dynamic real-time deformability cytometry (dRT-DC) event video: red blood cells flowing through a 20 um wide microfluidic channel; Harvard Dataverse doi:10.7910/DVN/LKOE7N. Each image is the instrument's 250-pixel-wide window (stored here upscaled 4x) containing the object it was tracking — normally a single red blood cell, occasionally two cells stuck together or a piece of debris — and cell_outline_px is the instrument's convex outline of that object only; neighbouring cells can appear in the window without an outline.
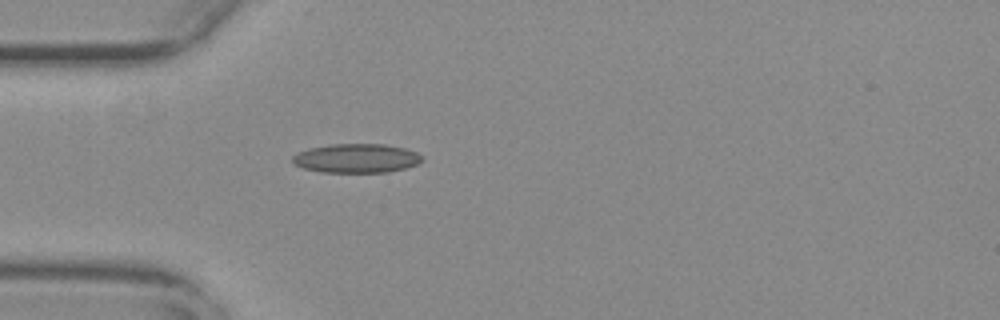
{"species": "common noctule bat (a hibernating species)", "species_latin": "Nyctalus noctula", "temperature_condition": "warm", "stored_images_in_passage": 27, "camera_frame_rate_fps": 3000, "um_per_image_px": 0.085, "animal": {"sex": "female", "body_mass_g": 29.2, "forearm_length_mm": 56.3}, "frame": {"image": 1, "passage_image": 1, "time_ms": 0.0, "image_size_px": [1000, 320], "cell_outline_px": [[424, 160], [416, 164], [404, 168], [388, 172], [320, 172], [304, 168], [296, 164], [292, 160], [292, 156], [296, 152], [308, 148], [332, 144], [384, 144], [404, 148], [416, 152], [424, 156]], "centroid_in_image_um": [30.29, 13.45], "position_along_channel_um": 54.7, "area_um2": 21.96}}
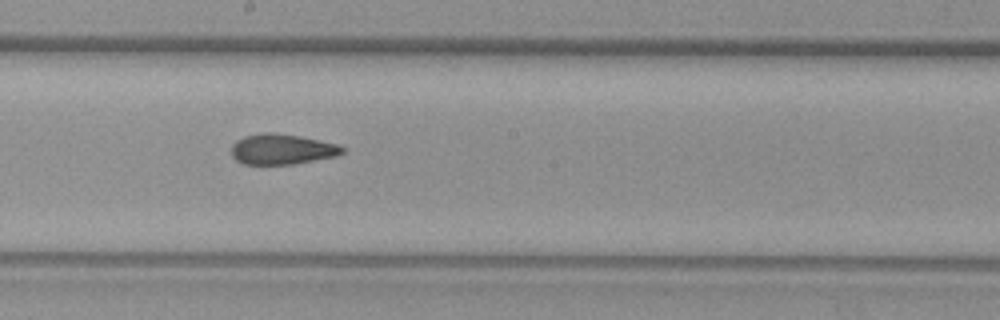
{"frame": {"image": 2, "passage_image": 15, "time_ms": 4.667, "image_size_px": [1000, 320], "cell_outline_px": [[344, 152], [336, 156], [292, 164], [244, 164], [236, 160], [232, 156], [232, 144], [236, 140], [244, 136], [264, 132], [276, 132], [300, 136], [340, 144], [344, 148]], "centroid_in_image_um": [23.97, 12.67], "position_along_channel_um": 224.2, "area_um2": 19.77}}
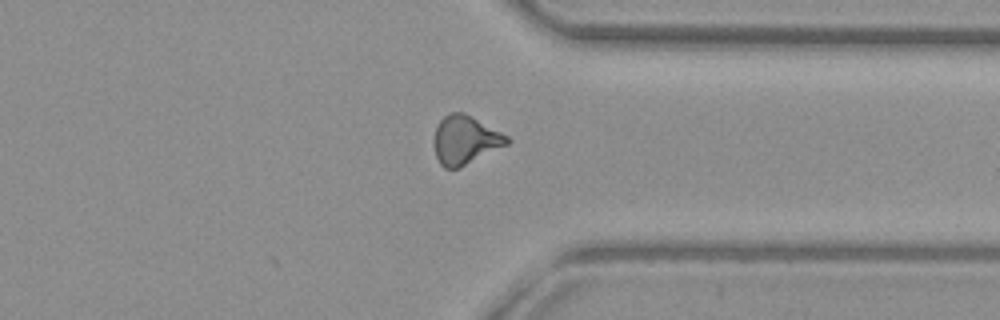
{"frame": {"image": 3, "passage_image": 27, "time_ms": 8.667, "image_size_px": [1000, 320], "cell_outline_px": [[512, 140], [508, 144], [460, 168], [444, 168], [440, 164], [436, 156], [436, 128], [440, 120], [444, 116], [452, 112], [464, 112], [508, 136]], "centroid_in_image_um": [39.57, 11.9], "position_along_channel_um": 371.8, "area_um2": 20.35}, "authors_computed_cell_mechanics": {"area_um2": 19.9988, "velocity_mm_per_s": 3.7596, "shape_relaxation_time_tau1_ms": null, "shape_relaxation_time_tau2_ms": 2.6753, "deformation_change_tau1": null, "deformation_change_tau2": 0.0922}}